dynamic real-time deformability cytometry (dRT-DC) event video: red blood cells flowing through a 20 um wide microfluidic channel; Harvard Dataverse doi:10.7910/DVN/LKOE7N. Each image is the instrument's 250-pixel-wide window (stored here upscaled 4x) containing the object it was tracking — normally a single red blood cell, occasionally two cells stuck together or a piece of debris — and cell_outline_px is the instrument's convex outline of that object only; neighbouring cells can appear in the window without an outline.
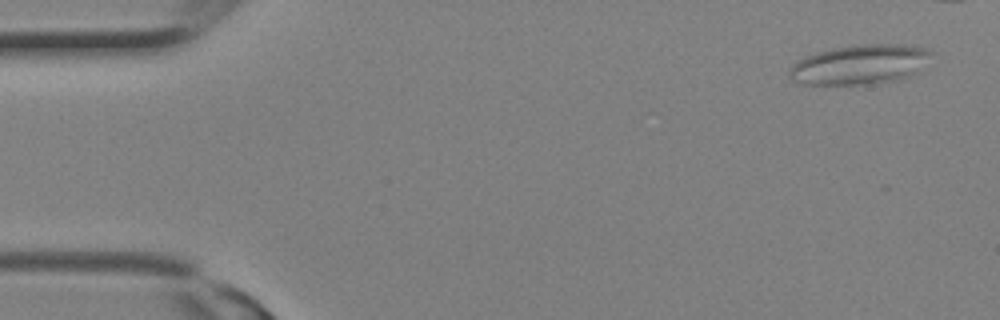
{"species": "Egyptian fruit bat (a non-hibernating species)", "species_latin": "Rousettus aegyptiacus", "temperature_condition": "room temperature", "stored_images_in_passage": 15, "camera_frame_rate_fps": 3000, "um_per_image_px": 0.085, "animal": {"sex": "female"}, "frame": {"image": 1, "passage_image": 1, "time_ms": 0.0, "image_size_px": [1000, 320], "cell_outline_px": [[936, 52], [916, 72], [908, 76], [896, 80], [864, 84], [804, 84], [792, 80], [788, 76], [788, 72], [792, 64], [816, 52], [832, 48], [856, 44], [904, 44], [924, 48]], "centroid_in_image_um": [73.09, 5.47], "position_along_channel_um": 11.9, "area_um2": 32.71}}
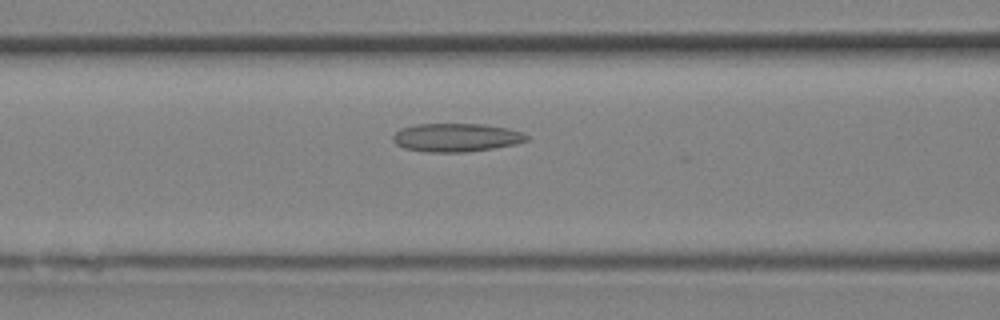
{"frame": {"image": 2, "passage_image": 11, "time_ms": 3.333, "image_size_px": [1000, 320], "cell_outline_px": [[528, 140], [516, 144], [468, 152], [428, 152], [404, 148], [396, 144], [392, 140], [392, 136], [400, 128], [416, 124], [484, 124], [508, 128], [520, 132], [528, 136]], "centroid_in_image_um": [38.76, 11.69], "position_along_channel_um": 127.8, "area_um2": 22.14}}
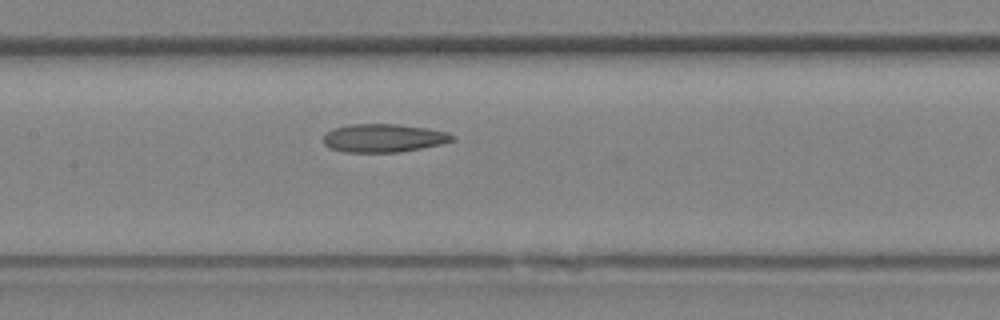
{"frame": {"image": 3, "passage_image": 13, "time_ms": 4.0, "image_size_px": [1000, 320], "cell_outline_px": [[456, 140], [440, 144], [400, 152], [344, 152], [328, 148], [324, 144], [324, 136], [328, 132], [336, 128], [352, 124], [400, 124], [428, 128], [448, 132], [456, 136]], "centroid_in_image_um": [32.65, 11.73], "position_along_channel_um": 174.8, "area_um2": 21.27}}